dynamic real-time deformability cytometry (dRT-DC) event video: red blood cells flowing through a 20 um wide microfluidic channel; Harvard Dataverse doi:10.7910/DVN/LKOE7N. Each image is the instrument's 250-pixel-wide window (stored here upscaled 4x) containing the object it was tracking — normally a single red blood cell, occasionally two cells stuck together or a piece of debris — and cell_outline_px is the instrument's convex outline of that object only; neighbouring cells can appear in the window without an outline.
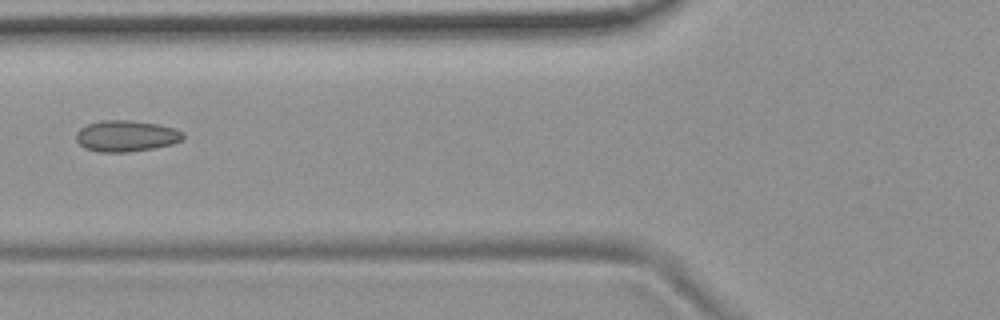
{"species": "common noctule bat (a hibernating species)", "species_latin": "Nyctalus noctula", "temperature_condition": "room temperature", "stored_images_in_passage": 5, "camera_frame_rate_fps": 3000, "um_per_image_px": 0.085, "animal": {"sex": "female", "body_mass_g": 19.9}, "frame": {"image": 1, "passage_image": 2, "time_ms": 0.333, "image_size_px": [1000, 320], "cell_outline_px": [[184, 136], [180, 140], [172, 144], [152, 148], [128, 152], [100, 152], [84, 148], [76, 140], [76, 132], [80, 128], [88, 124], [104, 120], [128, 120], [156, 124], [172, 128], [180, 132]], "centroid_in_image_um": [10.66, 11.56], "position_along_channel_um": 115.1, "area_um2": 19.13}}
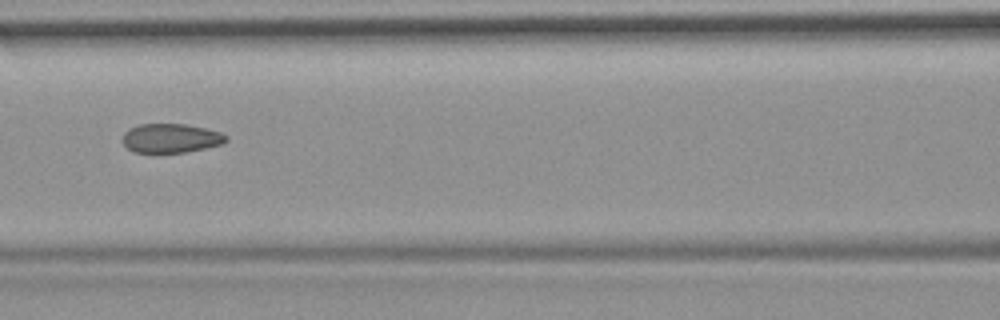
{"frame": {"image": 2, "passage_image": 3, "time_ms": 0.667, "image_size_px": [1000, 320], "cell_outline_px": [[228, 140], [220, 144], [204, 148], [184, 152], [132, 152], [120, 140], [124, 132], [128, 128], [140, 124], [184, 124], [204, 128], [220, 132], [228, 136]], "centroid_in_image_um": [14.47, 11.74], "position_along_channel_um": 152.1, "area_um2": 17.51}}